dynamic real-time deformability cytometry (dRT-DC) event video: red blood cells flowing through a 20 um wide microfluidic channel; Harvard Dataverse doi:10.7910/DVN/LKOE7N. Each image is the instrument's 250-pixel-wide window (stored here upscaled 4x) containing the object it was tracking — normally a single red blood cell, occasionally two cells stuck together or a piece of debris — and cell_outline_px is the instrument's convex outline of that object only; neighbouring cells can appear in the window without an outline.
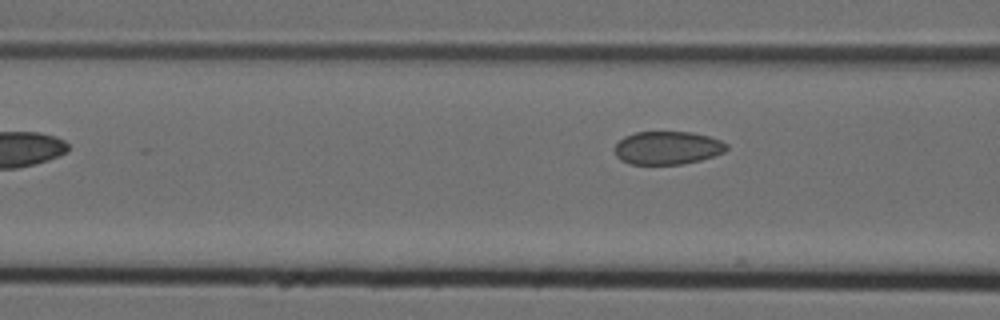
{"species": "Egyptian fruit bat (a non-hibernating species)", "species_latin": "Rousettus aegyptiacus", "temperature_condition": "cold", "stored_images_in_passage": 7, "camera_frame_rate_fps": 3000, "um_per_image_px": 0.085, "animal": {"sex": "female"}, "frame": {"image": 1, "passage_image": 7, "time_ms": 2.0, "image_size_px": [1000, 320], "cell_outline_px": [[728, 148], [724, 152], [700, 160], [680, 164], [628, 164], [620, 160], [616, 156], [616, 144], [624, 136], [636, 132], [692, 132], [708, 136], [720, 140], [728, 144]], "centroid_in_image_um": [56.73, 12.57], "position_along_channel_um": 109.9, "area_um2": 21.56}}